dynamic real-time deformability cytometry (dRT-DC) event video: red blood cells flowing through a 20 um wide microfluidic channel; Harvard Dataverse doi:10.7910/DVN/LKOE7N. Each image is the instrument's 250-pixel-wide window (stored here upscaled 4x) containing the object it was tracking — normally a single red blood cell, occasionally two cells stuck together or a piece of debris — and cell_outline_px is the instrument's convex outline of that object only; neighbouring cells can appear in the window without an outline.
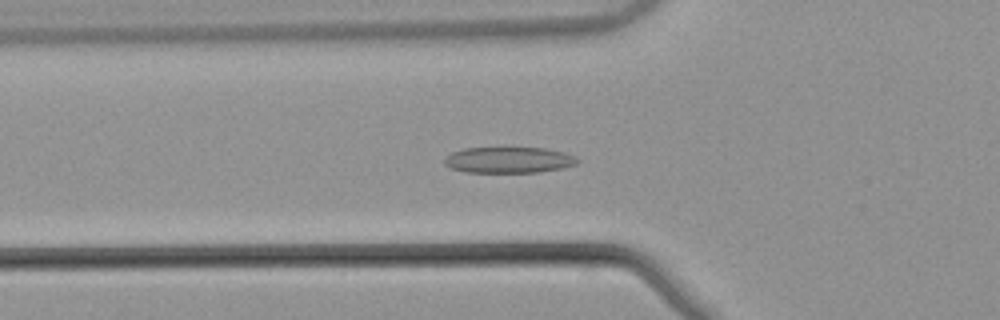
{"species": "common noctule bat (a hibernating species)", "species_latin": "Nyctalus noctula", "temperature_condition": "warm", "stored_images_in_passage": 54, "camera_frame_rate_fps": 3000, "um_per_image_px": 0.085, "animal": {"sex": "male", "body_mass_g": 21.5, "forearm_length_mm": 52.0}, "frame": {"image": 1, "passage_image": 19, "time_ms": 6.0, "image_size_px": [1000, 320], "cell_outline_px": [[580, 160], [576, 164], [564, 168], [540, 172], [464, 172], [452, 168], [444, 164], [444, 160], [452, 152], [464, 148], [544, 148], [564, 152]], "centroid_in_image_um": [43.25, 13.6], "position_along_channel_um": 82.5, "area_um2": 20.06}}
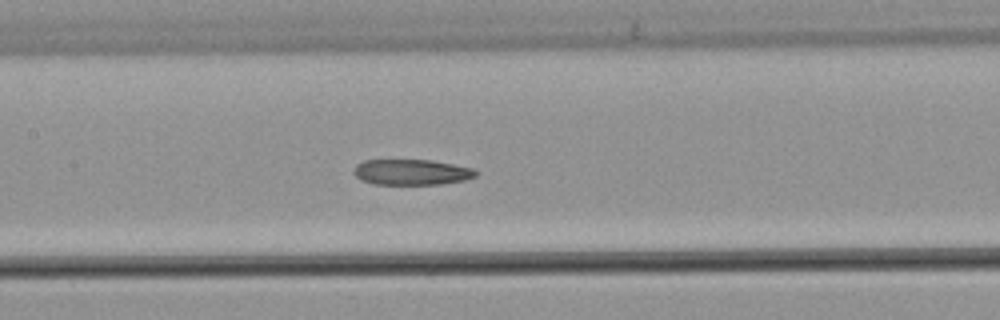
{"frame": {"image": 2, "passage_image": 26, "time_ms": 8.333, "image_size_px": [1000, 320], "cell_outline_px": [[480, 172], [476, 176], [464, 180], [440, 184], [372, 184], [360, 180], [352, 172], [356, 164], [364, 160], [432, 160], [472, 168]], "centroid_in_image_um": [34.96, 14.63], "position_along_channel_um": 172.4, "area_um2": 18.32}}
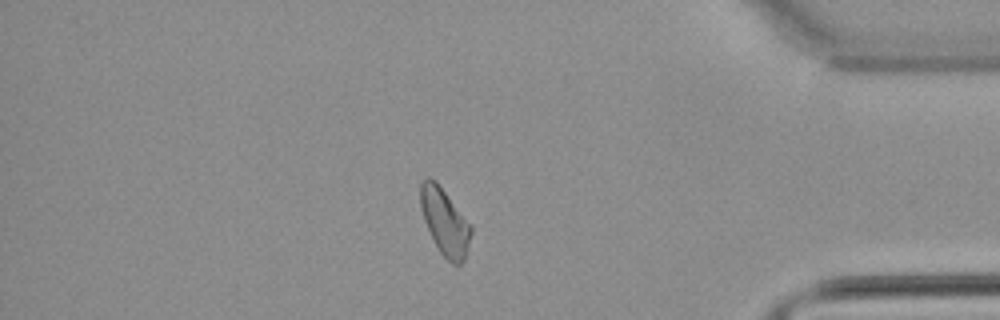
{"frame": {"image": 3, "passage_image": 46, "time_ms": 15.0, "image_size_px": [1000, 320], "cell_outline_px": [[472, 232], [464, 260], [460, 264], [452, 264], [440, 252], [424, 220], [420, 204], [420, 184], [428, 176], [436, 180], [472, 224]], "centroid_in_image_um": [37.83, 18.81], "position_along_channel_um": 397.4, "area_um2": 19.59}, "authors_computed_cell_mechanics": {"area_um2": 19.7387, "velocity_mm_per_s": 3.8439, "shape_relaxation_time_tau1_ms": null, "shape_relaxation_time_tau2_ms": 8.25, "deformation_change_tau1": null, "deformation_change_tau2": 0.1633}}